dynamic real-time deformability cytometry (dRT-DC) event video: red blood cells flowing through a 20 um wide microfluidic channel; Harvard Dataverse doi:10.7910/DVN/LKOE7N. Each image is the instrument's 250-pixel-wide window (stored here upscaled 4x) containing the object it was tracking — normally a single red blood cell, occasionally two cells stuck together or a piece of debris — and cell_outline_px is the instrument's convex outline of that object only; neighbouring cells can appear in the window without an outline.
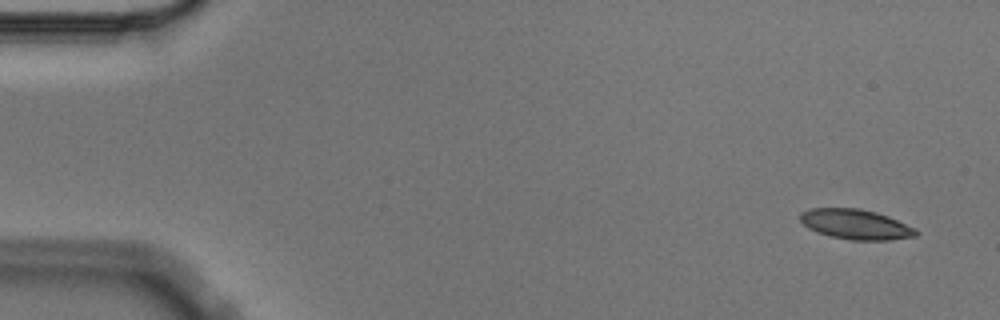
{"species": "Egyptian fruit bat (a non-hibernating species)", "species_latin": "Rousettus aegyptiacus", "temperature_condition": "cold", "stored_images_in_passage": 6, "camera_frame_rate_fps": 3000, "um_per_image_px": 0.085, "animal": {"sex": "male"}, "frame": {"image": 1, "passage_image": 1, "time_ms": 0.0, "image_size_px": [1000, 320], "cell_outline_px": [[920, 232], [916, 236], [888, 240], [852, 240], [832, 236], [816, 232], [808, 228], [800, 220], [800, 212], [812, 208], [860, 208], [876, 212], [888, 216], [916, 228]], "centroid_in_image_um": [72.75, 19.06], "position_along_channel_um": 12.2, "area_um2": 20.29}}
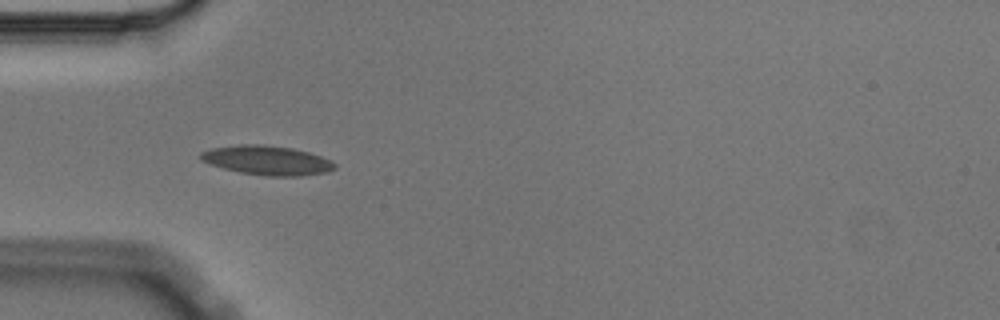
{"frame": {"image": 2, "passage_image": 5, "time_ms": 1.333, "image_size_px": [1000, 320], "cell_outline_px": [[336, 168], [328, 172], [300, 176], [264, 176], [240, 172], [224, 168], [200, 160], [200, 152], [212, 148], [240, 144], [264, 144], [292, 148], [308, 152], [332, 160], [336, 164]], "centroid_in_image_um": [22.73, 13.62], "position_along_channel_um": 62.3, "area_um2": 22.95}}
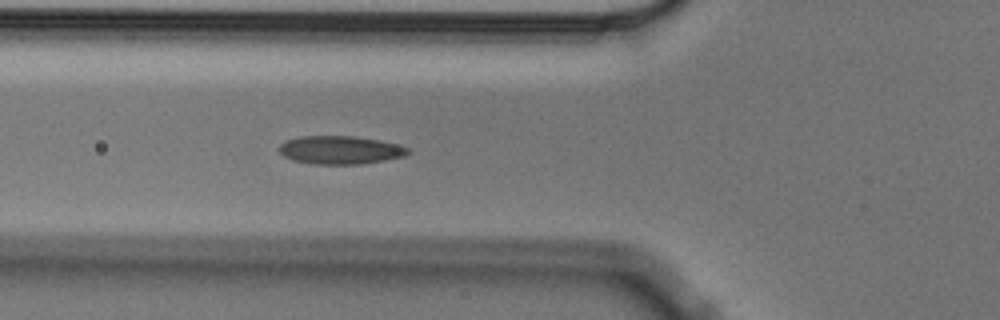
{"frame": {"image": 3, "passage_image": 6, "time_ms": 1.667, "image_size_px": [1000, 320], "cell_outline_px": [[412, 152], [404, 156], [384, 160], [360, 164], [312, 164], [292, 160], [284, 156], [276, 148], [284, 140], [300, 136], [352, 136], [380, 140], [396, 144], [408, 148]], "centroid_in_image_um": [28.87, 12.75], "position_along_channel_um": 96.9, "area_um2": 21.33}}